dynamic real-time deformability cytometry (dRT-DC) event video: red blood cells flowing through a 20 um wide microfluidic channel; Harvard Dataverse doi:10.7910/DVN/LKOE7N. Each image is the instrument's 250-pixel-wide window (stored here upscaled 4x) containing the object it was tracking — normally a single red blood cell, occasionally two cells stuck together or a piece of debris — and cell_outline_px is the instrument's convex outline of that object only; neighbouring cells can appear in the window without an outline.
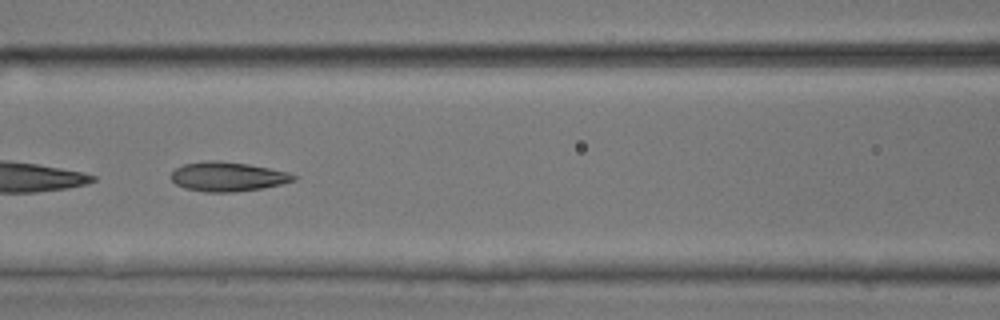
{"species": "common noctule bat (a hibernating species)", "species_latin": "Nyctalus noctula", "temperature_condition": "room temperature", "stored_images_in_passage": 23, "camera_frame_rate_fps": 3000, "um_per_image_px": 0.085, "animal": {"sex": "male", "body_mass_g": 17.9, "forearm_length_mm": 54.2}, "frame": {"image": 1, "passage_image": 7, "time_ms": 2.0, "image_size_px": [1000, 320], "cell_outline_px": [[296, 180], [280, 184], [260, 188], [236, 192], [204, 192], [184, 188], [176, 184], [172, 180], [172, 172], [176, 168], [184, 164], [204, 160], [216, 160], [248, 164], [288, 172], [296, 176]], "centroid_in_image_um": [19.32, 15.01], "position_along_channel_um": 147.3, "area_um2": 20.87}}